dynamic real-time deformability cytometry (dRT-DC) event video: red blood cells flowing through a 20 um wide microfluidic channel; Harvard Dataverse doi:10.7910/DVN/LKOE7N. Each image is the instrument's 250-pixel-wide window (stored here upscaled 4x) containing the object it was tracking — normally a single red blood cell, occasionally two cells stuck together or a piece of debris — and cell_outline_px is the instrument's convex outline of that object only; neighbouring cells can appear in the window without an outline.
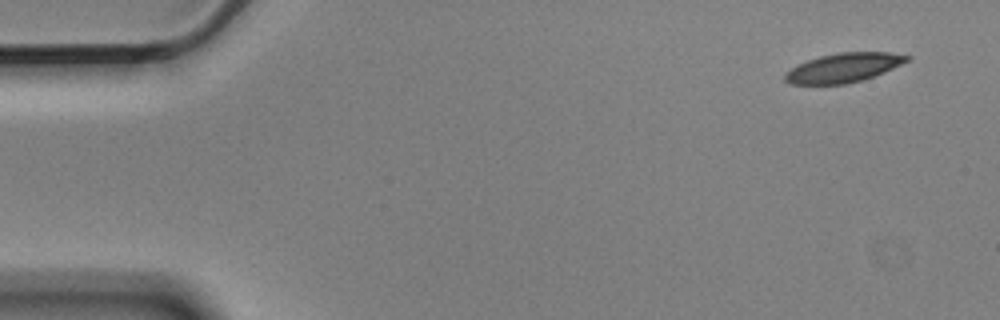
{"species": "Egyptian fruit bat (a non-hibernating species)", "species_latin": "Rousettus aegyptiacus", "temperature_condition": "cold", "stored_images_in_passage": 5, "camera_frame_rate_fps": 3000, "um_per_image_px": 0.085, "animal": {"sex": "male"}, "frame": {"image": 1, "passage_image": 1, "time_ms": 0.0, "image_size_px": [1000, 320], "cell_outline_px": [[912, 56], [908, 60], [884, 72], [864, 80], [844, 84], [792, 84], [784, 80], [784, 72], [808, 60], [820, 56], [840, 52], [892, 52]], "centroid_in_image_um": [71.71, 5.75], "position_along_channel_um": 13.3, "area_um2": 20.63}}
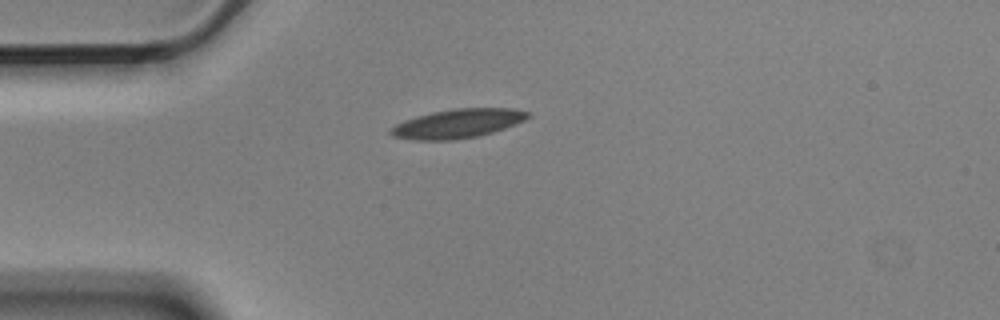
{"frame": {"image": 2, "passage_image": 4, "time_ms": 1.0, "image_size_px": [1000, 320], "cell_outline_px": [[532, 116], [516, 124], [480, 136], [452, 140], [412, 140], [392, 136], [388, 132], [396, 124], [404, 120], [416, 116], [432, 112], [456, 108], [512, 108], [532, 112]], "centroid_in_image_um": [38.93, 10.5], "position_along_channel_um": 46.1, "area_um2": 23.35}}